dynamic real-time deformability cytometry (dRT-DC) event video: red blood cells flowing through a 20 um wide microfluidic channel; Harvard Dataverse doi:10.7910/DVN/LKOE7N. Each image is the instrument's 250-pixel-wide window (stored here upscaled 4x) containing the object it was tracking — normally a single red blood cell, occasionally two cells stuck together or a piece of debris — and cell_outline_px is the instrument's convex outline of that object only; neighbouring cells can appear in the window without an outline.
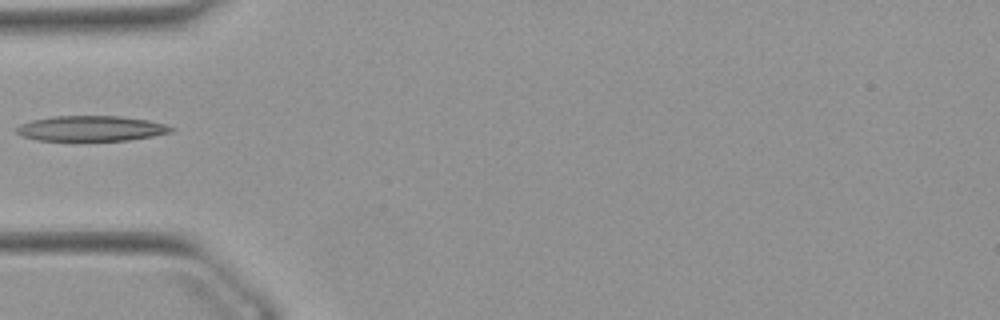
{"species": "Egyptian fruit bat (a non-hibernating species)", "species_latin": "Rousettus aegyptiacus", "temperature_condition": "warm", "stored_images_in_passage": 6, "camera_frame_rate_fps": 3000, "um_per_image_px": 0.085, "animal": {"sex": "female"}, "frame": {"image": 1, "passage_image": 1, "time_ms": 0.0, "image_size_px": [1000, 320], "cell_outline_px": [[176, 128], [172, 132], [152, 136], [128, 140], [36, 140], [20, 136], [16, 132], [16, 128], [20, 124], [32, 120], [52, 116], [120, 116], [148, 120], [164, 124]], "centroid_in_image_um": [7.73, 10.91], "position_along_channel_um": 77.3, "area_um2": 22.77}}